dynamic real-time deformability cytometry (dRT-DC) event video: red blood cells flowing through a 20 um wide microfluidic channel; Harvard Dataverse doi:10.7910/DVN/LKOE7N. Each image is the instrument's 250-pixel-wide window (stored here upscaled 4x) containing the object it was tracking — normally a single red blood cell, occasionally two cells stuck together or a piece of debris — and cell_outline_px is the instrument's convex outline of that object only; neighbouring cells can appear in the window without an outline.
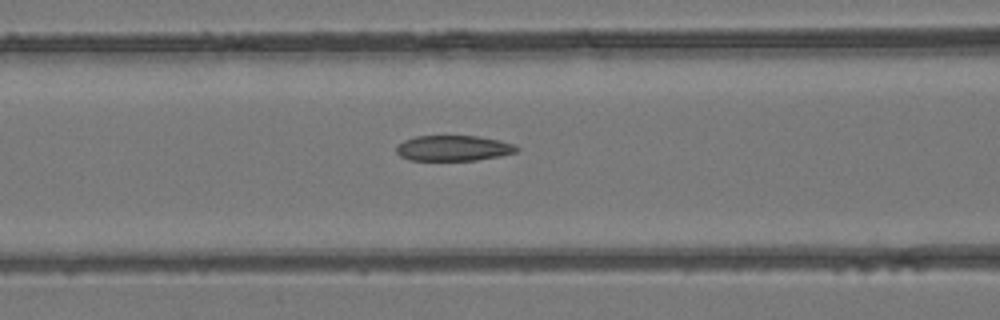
{"species": "common noctule bat (a hibernating species)", "species_latin": "Nyctalus noctula", "temperature_condition": "room temperature", "stored_images_in_passage": 3, "camera_frame_rate_fps": 3000, "um_per_image_px": 0.085, "animal": {"sex": "female", "body_mass_g": 24.6, "forearm_length_mm": 56.2}, "frame": {"image": 1, "passage_image": 3, "time_ms": 2.333, "image_size_px": [1000, 320], "cell_outline_px": [[520, 148], [516, 152], [500, 156], [476, 160], [408, 160], [400, 156], [396, 152], [396, 144], [404, 140], [416, 136], [476, 136], [500, 140], [516, 144]], "centroid_in_image_um": [38.54, 12.59], "position_along_channel_um": 128.1, "area_um2": 18.03}}